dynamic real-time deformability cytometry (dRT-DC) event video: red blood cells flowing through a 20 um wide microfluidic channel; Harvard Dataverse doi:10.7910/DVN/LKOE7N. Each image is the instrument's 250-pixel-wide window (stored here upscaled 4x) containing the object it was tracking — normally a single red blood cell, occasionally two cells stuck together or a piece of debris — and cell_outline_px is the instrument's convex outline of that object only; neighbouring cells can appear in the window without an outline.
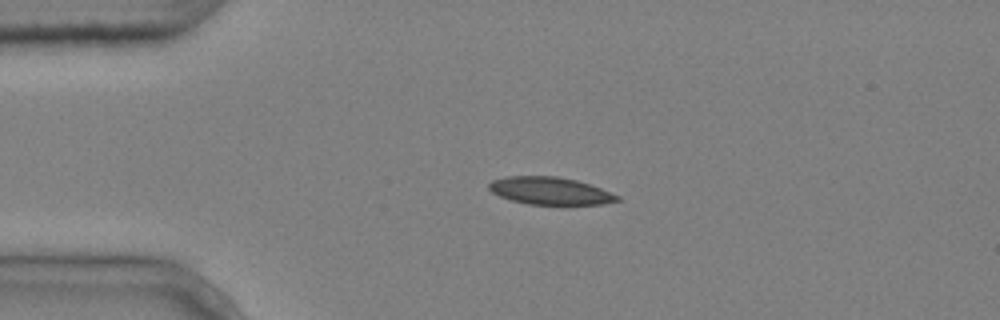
{"species": "common noctule bat (a hibernating species)", "species_latin": "Nyctalus noctula", "temperature_condition": "cold", "stored_images_in_passage": 4, "camera_frame_rate_fps": 3000, "um_per_image_px": 0.085, "animal": {"sex": "male", "body_mass_g": 20.4}, "frame": {"image": 1, "passage_image": 2, "time_ms": 0.333, "image_size_px": [1000, 320], "cell_outline_px": [[620, 200], [604, 204], [528, 204], [512, 200], [500, 196], [492, 192], [488, 188], [488, 184], [492, 180], [508, 176], [556, 176], [576, 180], [600, 188], [620, 196]], "centroid_in_image_um": [46.75, 16.22], "position_along_channel_um": 38.3, "area_um2": 20.35}}